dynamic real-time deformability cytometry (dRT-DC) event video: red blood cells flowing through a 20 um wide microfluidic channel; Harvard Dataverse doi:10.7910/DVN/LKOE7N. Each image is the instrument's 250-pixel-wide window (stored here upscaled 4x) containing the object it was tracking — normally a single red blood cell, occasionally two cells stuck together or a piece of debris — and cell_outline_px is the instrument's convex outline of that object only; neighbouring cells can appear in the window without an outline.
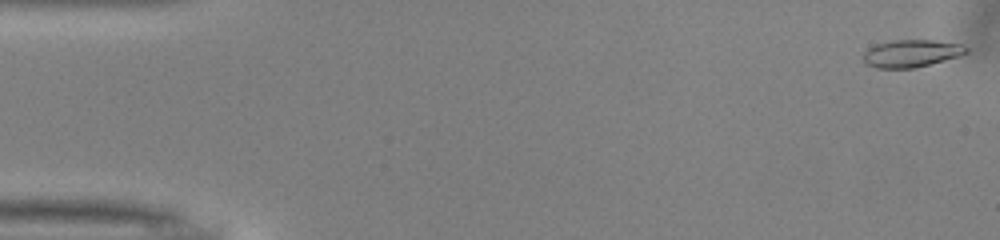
{"species": "common noctule bat (a hibernating species)", "species_latin": "Nyctalus noctula", "temperature_condition": "warm", "stored_images_in_passage": 26, "camera_frame_rate_fps": 3000, "um_per_image_px": 0.085, "animal": {"sex": "male", "body_mass_g": 13.0, "forearm_length_mm": 53.1}, "frame": {"image": 1, "passage_image": 1, "time_ms": 0.0, "image_size_px": [1000, 240], "cell_outline_px": [[968, 52], [960, 56], [912, 68], [876, 68], [864, 64], [864, 52], [868, 48], [876, 44], [896, 40], [932, 40], [964, 44], [968, 48]], "centroid_in_image_um": [77.47, 4.53], "position_along_channel_um": 7.5, "area_um2": 16.42}}
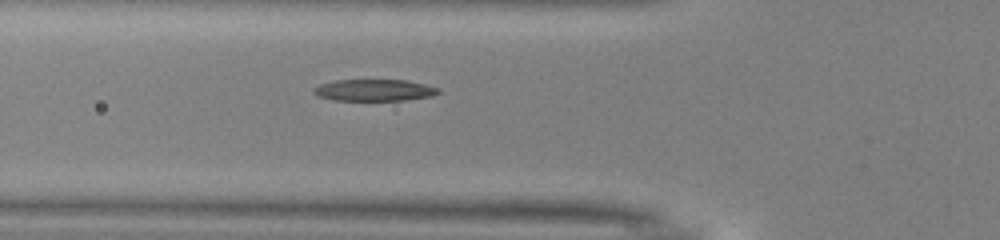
{"frame": {"image": 2, "passage_image": 18, "time_ms": 5.667, "image_size_px": [1000, 240], "cell_outline_px": [[440, 92], [432, 96], [404, 100], [332, 100], [316, 96], [312, 92], [312, 88], [320, 84], [336, 80], [408, 80], [440, 88]], "centroid_in_image_um": [31.78, 7.66], "position_along_channel_um": 94.0, "area_um2": 15.84}}
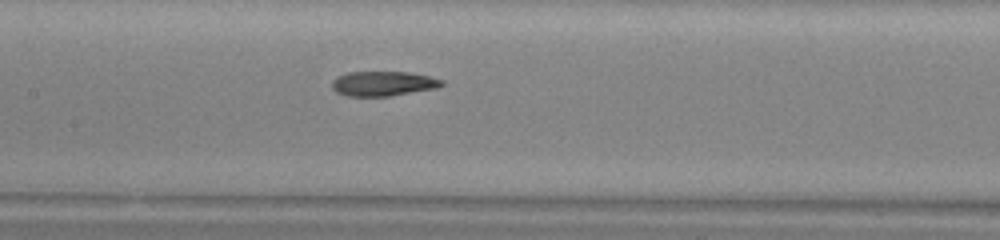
{"frame": {"image": 3, "passage_image": 24, "time_ms": 7.667, "image_size_px": [1000, 240], "cell_outline_px": [[444, 84], [436, 88], [388, 96], [348, 96], [336, 92], [332, 88], [332, 80], [336, 76], [348, 72], [408, 72], [428, 76], [444, 80]], "centroid_in_image_um": [32.53, 7.1], "position_along_channel_um": 174.9, "area_um2": 15.78}}